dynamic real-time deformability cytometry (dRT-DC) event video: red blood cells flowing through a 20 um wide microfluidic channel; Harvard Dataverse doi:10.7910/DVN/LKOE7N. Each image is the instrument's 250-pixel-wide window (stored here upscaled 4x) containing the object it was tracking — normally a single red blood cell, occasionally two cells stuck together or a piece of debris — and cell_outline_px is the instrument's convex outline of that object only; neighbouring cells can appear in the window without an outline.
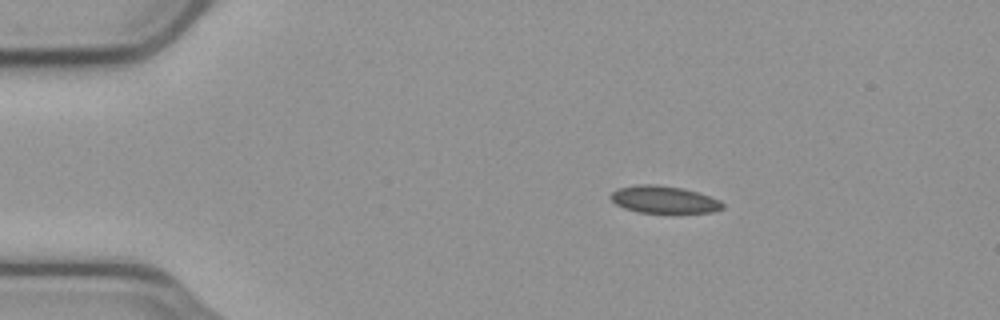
{"species": "common noctule bat (a hibernating species)", "species_latin": "Nyctalus noctula", "temperature_condition": "cold", "stored_images_in_passage": 46, "camera_frame_rate_fps": 3000, "um_per_image_px": 0.085, "animal": {"sex": "male", "body_mass_g": 23.1, "forearm_length_mm": 52.7}, "frame": {"image": 1, "passage_image": 1, "time_ms": 0.0, "image_size_px": [1000, 320], "cell_outline_px": [[724, 208], [712, 212], [636, 212], [624, 208], [616, 204], [608, 196], [616, 188], [636, 184], [652, 184], [684, 188], [720, 200], [724, 204]], "centroid_in_image_um": [56.39, 16.95], "position_along_channel_um": 28.6, "area_um2": 17.74}}
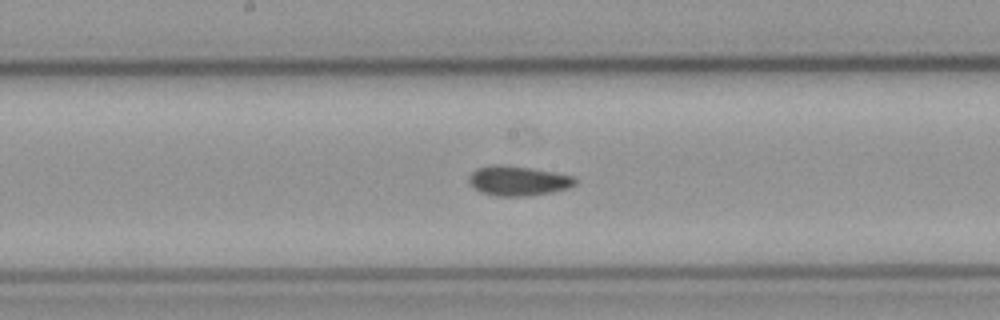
{"frame": {"image": 2, "passage_image": 20, "time_ms": 6.333, "image_size_px": [1000, 320], "cell_outline_px": [[576, 184], [568, 188], [552, 192], [528, 196], [496, 196], [480, 192], [468, 180], [472, 172], [476, 168], [488, 164], [508, 164], [532, 168], [576, 176]], "centroid_in_image_um": [44.05, 15.35], "position_along_channel_um": 204.1, "area_um2": 18.67}}
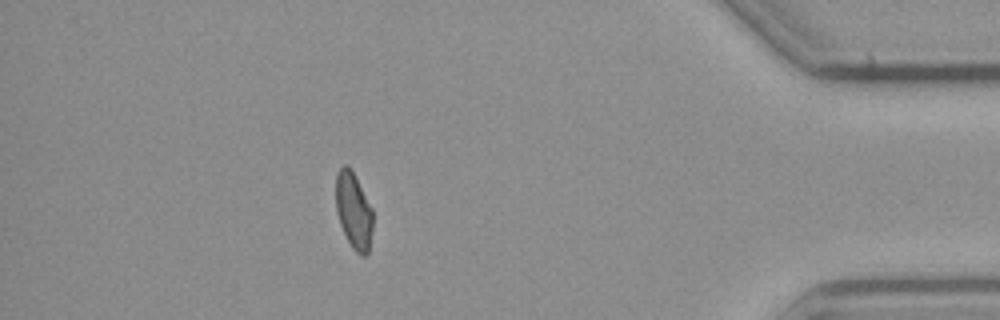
{"frame": {"image": 3, "passage_image": 40, "time_ms": 13.0, "image_size_px": [1000, 320], "cell_outline_px": [[372, 228], [368, 256], [360, 256], [352, 248], [340, 224], [336, 212], [336, 172], [344, 164], [348, 164], [372, 208]], "centroid_in_image_um": [30.05, 17.93], "position_along_channel_um": 405.2, "area_um2": 16.42}, "authors_computed_cell_mechanics": {"area_um2": 17.8602, "velocity_mm_per_s": 3.7315, "shape_relaxation_time_tau1_ms": null, "shape_relaxation_time_tau2_ms": 4.3997, "deformation_change_tau1": null, "deformation_change_tau2": 0.0774}}